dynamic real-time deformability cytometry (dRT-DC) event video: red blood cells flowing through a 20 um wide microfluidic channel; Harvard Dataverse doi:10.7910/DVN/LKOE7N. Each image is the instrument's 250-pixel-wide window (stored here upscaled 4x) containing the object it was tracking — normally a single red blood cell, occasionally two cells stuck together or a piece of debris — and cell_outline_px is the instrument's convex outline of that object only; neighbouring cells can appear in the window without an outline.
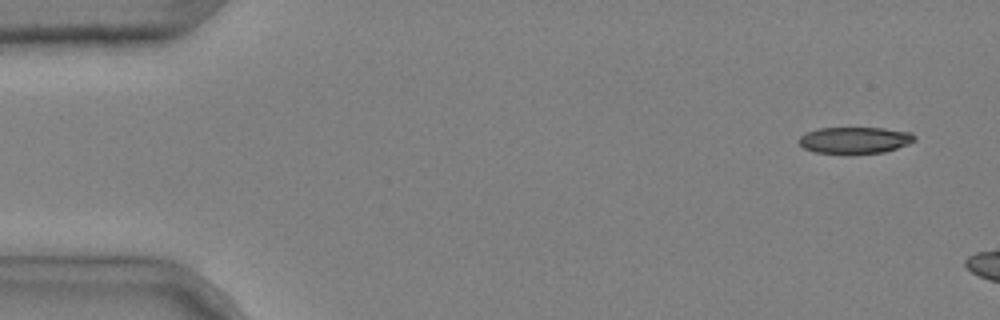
{"species": "common noctule bat (a hibernating species)", "species_latin": "Nyctalus noctula", "temperature_condition": "cold", "stored_images_in_passage": 3, "camera_frame_rate_fps": 3000, "um_per_image_px": 0.085, "animal": {"sex": "male", "body_mass_g": 20.4}, "frame": {"image": 1, "passage_image": 1, "time_ms": 0.0, "image_size_px": [1000, 320], "cell_outline_px": [[916, 140], [908, 144], [884, 152], [848, 156], [816, 152], [804, 148], [796, 140], [800, 136], [816, 128], [884, 128], [912, 132], [916, 136]], "centroid_in_image_um": [72.65, 11.94], "position_along_channel_um": 12.3, "area_um2": 18.55}}